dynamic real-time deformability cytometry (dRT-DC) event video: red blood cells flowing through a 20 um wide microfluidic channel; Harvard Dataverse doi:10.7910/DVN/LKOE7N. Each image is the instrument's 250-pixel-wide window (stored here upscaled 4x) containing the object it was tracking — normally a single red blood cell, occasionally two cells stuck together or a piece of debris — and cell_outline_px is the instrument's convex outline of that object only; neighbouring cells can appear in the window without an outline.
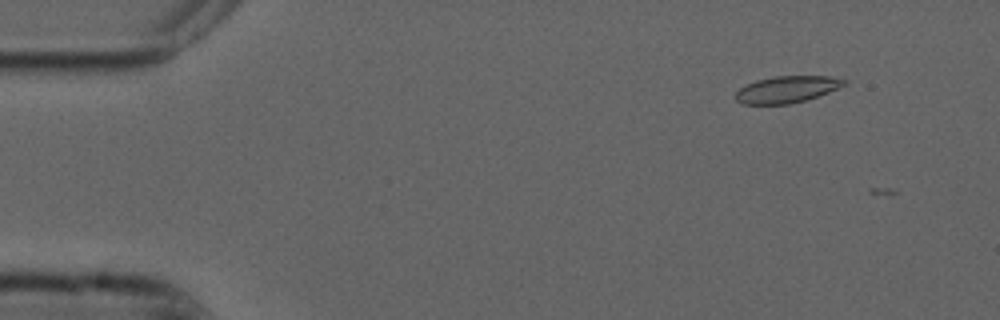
{"species": "common noctule bat (a hibernating species)", "species_latin": "Nyctalus noctula", "temperature_condition": "cold", "stored_images_in_passage": 4, "camera_frame_rate_fps": 3000, "um_per_image_px": 0.085, "animal": {"sex": "male", "forearm_length_mm": 52.5}, "frame": {"image": 1, "passage_image": 1, "time_ms": 0.0, "image_size_px": [1000, 320], "cell_outline_px": [[848, 84], [828, 92], [804, 100], [788, 104], [744, 104], [736, 100], [736, 92], [740, 88], [756, 80], [776, 76], [828, 76], [848, 80]], "centroid_in_image_um": [66.9, 7.59], "position_along_channel_um": 18.1, "area_um2": 16.7}}